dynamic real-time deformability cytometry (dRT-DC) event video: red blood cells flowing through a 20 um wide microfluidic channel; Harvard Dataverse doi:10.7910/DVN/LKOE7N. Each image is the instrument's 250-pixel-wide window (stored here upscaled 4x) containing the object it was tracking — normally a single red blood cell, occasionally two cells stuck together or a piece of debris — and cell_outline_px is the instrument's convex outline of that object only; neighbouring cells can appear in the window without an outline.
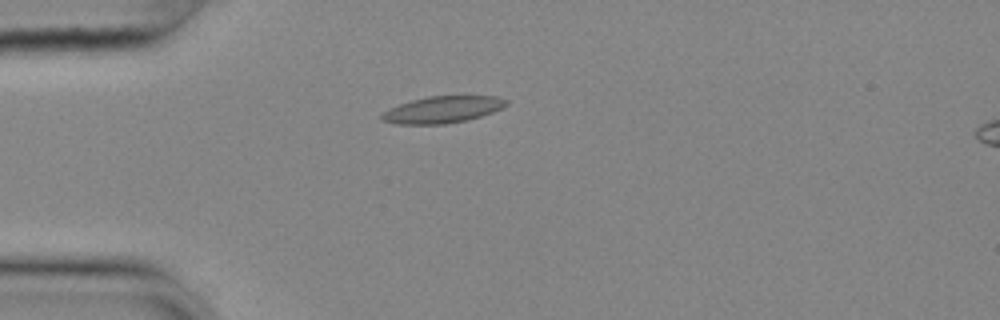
{"species": "common noctule bat (a hibernating species)", "species_latin": "Nyctalus noctula", "temperature_condition": "cold", "stored_images_in_passage": 41, "camera_frame_rate_fps": 3000, "um_per_image_px": 0.085, "animal": {"sex": "female", "body_mass_g": 25.1}, "frame": {"image": 1, "passage_image": 1, "time_ms": 0.0, "image_size_px": [1000, 320], "cell_outline_px": [[508, 104], [504, 108], [468, 120], [444, 124], [396, 124], [380, 120], [380, 116], [388, 108], [412, 100], [428, 96], [464, 92], [500, 96], [508, 100]], "centroid_in_image_um": [37.73, 9.25], "position_along_channel_um": 47.3, "area_um2": 20.58}}
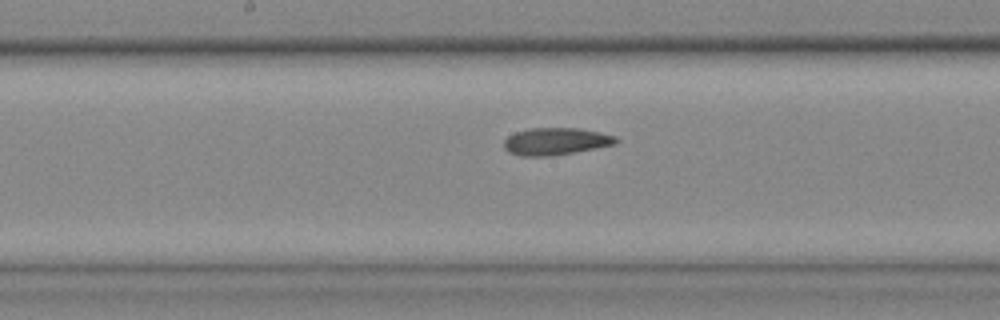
{"frame": {"image": 2, "passage_image": 15, "time_ms": 4.667, "image_size_px": [1000, 320], "cell_outline_px": [[620, 140], [616, 144], [596, 148], [548, 156], [520, 156], [508, 152], [504, 148], [504, 140], [508, 136], [516, 132], [532, 128], [580, 128], [600, 132], [616, 136]], "centroid_in_image_um": [47.25, 12.01], "position_along_channel_um": 200.9, "area_um2": 17.74}}
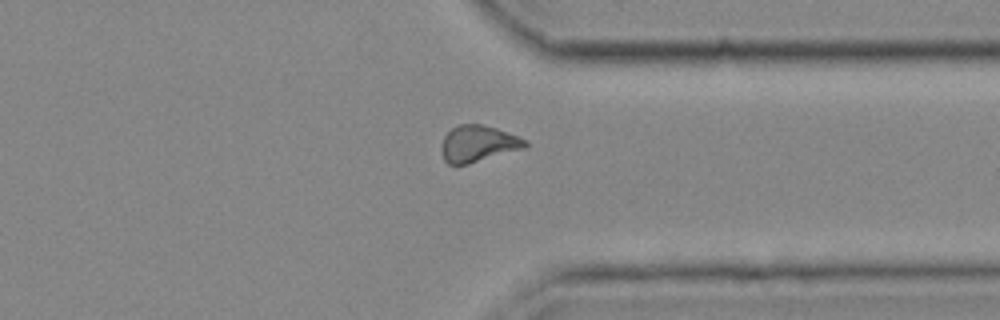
{"frame": {"image": 3, "passage_image": 29, "time_ms": 9.333, "image_size_px": [1000, 320], "cell_outline_px": [[528, 148], [468, 164], [448, 164], [444, 160], [444, 136], [452, 128], [460, 124], [480, 124], [496, 128], [528, 140]], "centroid_in_image_um": [40.73, 12.22], "position_along_channel_um": 370.7, "area_um2": 17.63}, "authors_computed_cell_mechanics": {"area_um2": 17.7446, "velocity_mm_per_s": 3.6487, "shape_relaxation_time_tau1_ms": null, "shape_relaxation_time_tau2_ms": 5.7741, "deformation_change_tau1": null, "deformation_change_tau2": 0.1285}}